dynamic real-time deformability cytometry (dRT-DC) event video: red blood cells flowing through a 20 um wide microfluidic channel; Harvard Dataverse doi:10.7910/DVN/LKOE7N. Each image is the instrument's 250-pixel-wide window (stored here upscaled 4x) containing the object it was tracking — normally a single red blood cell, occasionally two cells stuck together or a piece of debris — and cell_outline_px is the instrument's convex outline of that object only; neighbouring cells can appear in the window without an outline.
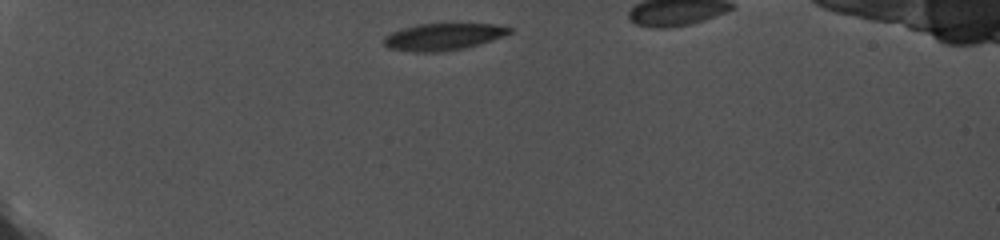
{"species": "common noctule bat (a hibernating species)", "species_latin": "Nyctalus noctula", "temperature_condition": "cold", "stored_images_in_passage": 20, "segment_of_instrument_passage": [1, 2], "camera_frame_rate_fps": 5000, "um_per_image_px": 0.085, "animal": {"sex": "female", "body_mass_g": 19.0, "forearm_length_mm": 56.7}, "frame": {"image": 1, "passage_image": 1, "time_ms": 0.0, "image_size_px": [1000, 240], "cell_outline_px": [[512, 32], [504, 36], [480, 44], [464, 48], [440, 52], [412, 52], [388, 48], [384, 44], [384, 36], [392, 32], [416, 24], [452, 20], [496, 24], [512, 28]], "centroid_in_image_um": [37.73, 3.06], "position_along_channel_um": 47.3, "area_um2": 20.87}}
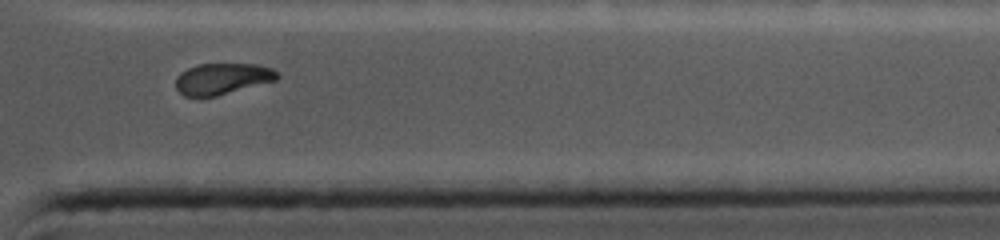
{"frame": {"image": 2, "passage_image": 17, "time_ms": 3.2, "image_size_px": [1000, 240], "cell_outline_px": [[280, 76], [276, 80], [216, 96], [184, 96], [176, 88], [176, 76], [180, 72], [188, 68], [200, 64], [256, 64], [272, 68]], "centroid_in_image_um": [18.88, 6.69], "position_along_channel_um": 392.5, "area_um2": 18.32}}
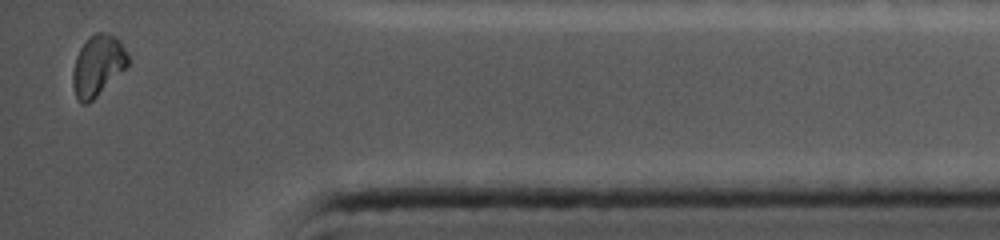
{"frame": {"image": 3, "passage_image": 19, "time_ms": 3.6, "image_size_px": [1000, 240], "cell_outline_px": [[128, 64], [88, 104], [80, 104], [76, 96], [72, 84], [72, 72], [76, 56], [80, 48], [96, 32], [108, 32], [116, 36], [120, 40], [128, 56]], "centroid_in_image_um": [8.29, 5.56], "position_along_channel_um": 426.9, "area_um2": 19.19}}